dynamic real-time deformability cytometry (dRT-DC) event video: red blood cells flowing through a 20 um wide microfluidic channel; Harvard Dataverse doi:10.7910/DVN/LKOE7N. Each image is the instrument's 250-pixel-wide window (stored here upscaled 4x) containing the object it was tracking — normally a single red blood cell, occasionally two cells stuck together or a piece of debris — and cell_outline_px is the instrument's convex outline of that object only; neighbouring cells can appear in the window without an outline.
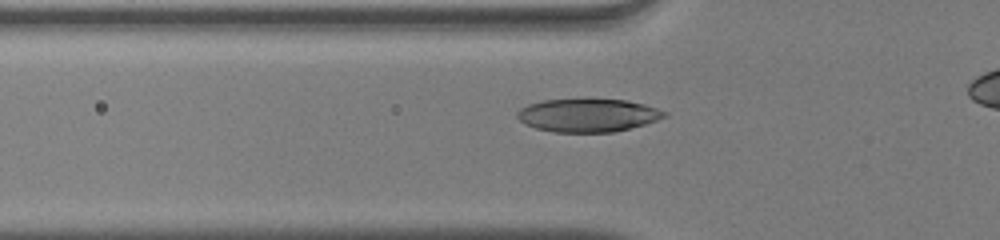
{"species": "human", "species_latin": "Homo sapiens", "temperature_condition": "warm", "stored_images_in_passage": 42, "camera_frame_rate_fps": 3000, "um_per_image_px": 0.085, "donor": {"sex": "male"}, "frame": {"image": 1, "passage_image": 15, "time_ms": 4.667, "image_size_px": [1000, 240], "cell_outline_px": [[668, 116], [644, 124], [612, 132], [552, 132], [536, 128], [524, 124], [516, 116], [516, 112], [520, 108], [528, 104], [544, 100], [628, 100], [644, 104], [668, 112]], "centroid_in_image_um": [49.95, 9.8], "position_along_channel_um": 75.9, "area_um2": 28.21}}
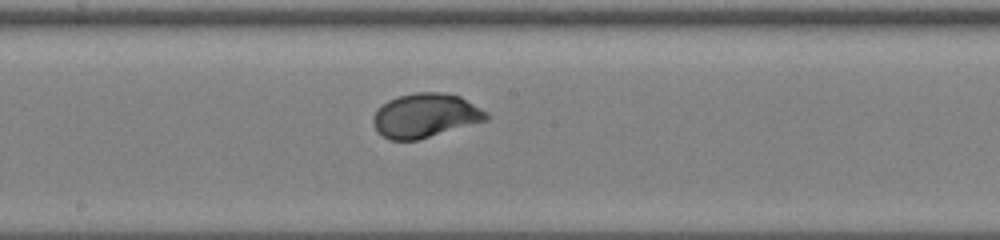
{"frame": {"image": 2, "passage_image": 25, "time_ms": 8.0, "image_size_px": [1000, 240], "cell_outline_px": [[488, 120], [416, 140], [388, 140], [376, 132], [372, 124], [372, 116], [388, 100], [396, 96], [416, 92], [440, 92], [460, 96], [488, 112]], "centroid_in_image_um": [36.13, 9.82], "position_along_channel_um": 212.1, "area_um2": 29.13}}
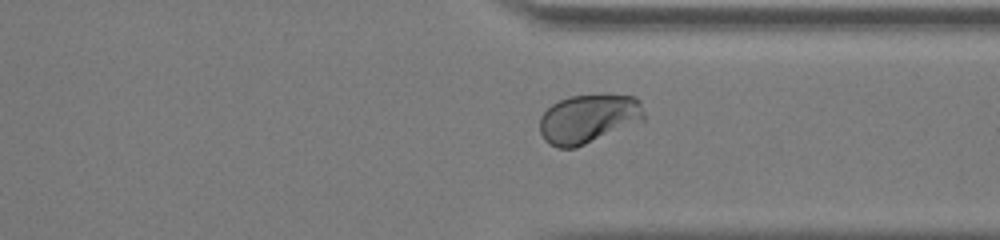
{"frame": {"image": 3, "passage_image": 36, "time_ms": 11.667, "image_size_px": [1000, 240], "cell_outline_px": [[644, 120], [576, 148], [556, 148], [548, 144], [544, 140], [540, 132], [540, 116], [552, 104], [568, 96], [636, 96], [640, 100], [644, 112]], "centroid_in_image_um": [49.99, 10.12], "position_along_channel_um": 361.4, "area_um2": 29.54}}